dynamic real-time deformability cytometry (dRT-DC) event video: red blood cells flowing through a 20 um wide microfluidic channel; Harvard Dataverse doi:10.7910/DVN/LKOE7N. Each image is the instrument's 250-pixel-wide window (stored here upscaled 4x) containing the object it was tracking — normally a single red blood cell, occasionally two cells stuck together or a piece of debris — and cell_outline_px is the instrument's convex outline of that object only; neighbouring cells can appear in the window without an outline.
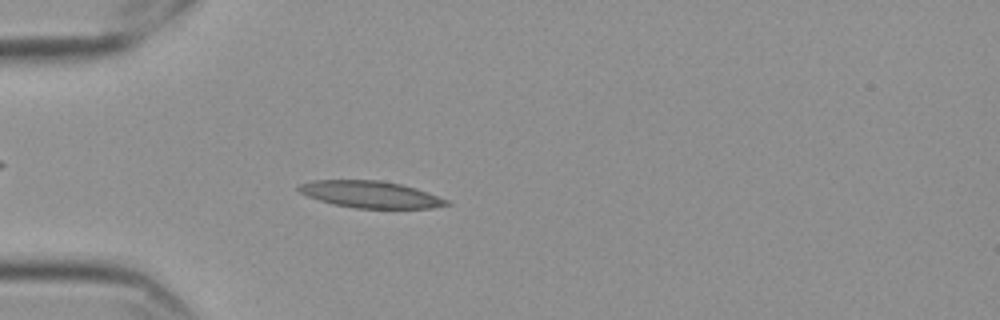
{"species": "Egyptian fruit bat (a non-hibernating species)", "species_latin": "Rousettus aegyptiacus", "temperature_condition": "cold", "stored_images_in_passage": 51, "camera_frame_rate_fps": 3000, "um_per_image_px": 0.085, "frame": {"image": 1, "passage_image": 10, "time_ms": 3.0, "image_size_px": [1000, 320], "cell_outline_px": [[452, 204], [432, 208], [356, 208], [332, 204], [308, 196], [300, 192], [296, 188], [300, 184], [312, 180], [380, 180], [400, 184], [416, 188], [448, 200]], "centroid_in_image_um": [31.48, 16.52], "position_along_channel_um": 53.5, "area_um2": 23.0}}
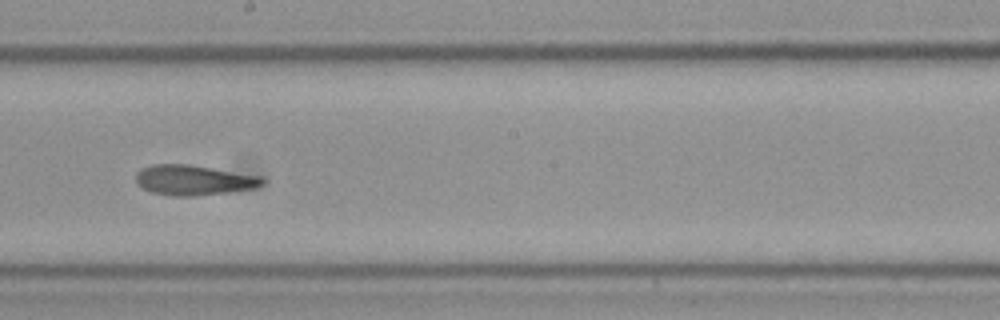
{"frame": {"image": 2, "passage_image": 26, "time_ms": 8.333, "image_size_px": [1000, 320], "cell_outline_px": [[264, 184], [256, 188], [228, 192], [192, 196], [172, 196], [152, 192], [136, 184], [136, 172], [140, 168], [152, 164], [188, 164], [260, 176], [264, 180]], "centroid_in_image_um": [16.43, 15.3], "position_along_channel_um": 231.8, "area_um2": 22.2}}
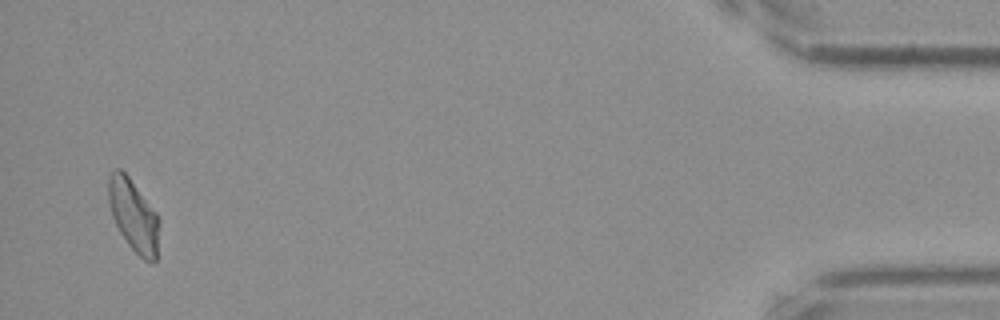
{"frame": {"image": 3, "passage_image": 49, "time_ms": 16.0, "image_size_px": [1000, 320], "cell_outline_px": [[160, 224], [156, 260], [152, 264], [144, 260], [128, 244], [120, 232], [112, 216], [108, 200], [108, 176], [116, 168], [120, 168], [128, 176], [156, 212], [160, 220]], "centroid_in_image_um": [11.36, 18.33], "position_along_channel_um": 423.8, "area_um2": 21.33}, "authors_computed_cell_mechanics": {"area_um2": 22.0218, "velocity_mm_per_s": 3.5256, "shape_relaxation_time_tau1_ms": null, "shape_relaxation_time_tau2_ms": 3.2942, "deformation_change_tau1": null, "deformation_change_tau2": 0.1117}}